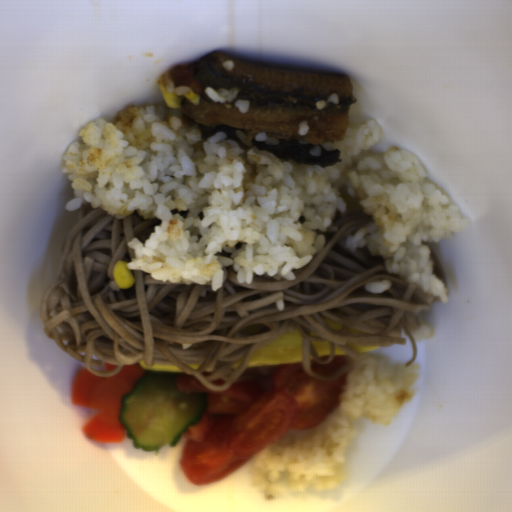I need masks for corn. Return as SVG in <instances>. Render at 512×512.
Masks as SVG:
<instances>
[{
	"label": "corn",
	"mask_w": 512,
	"mask_h": 512,
	"mask_svg": "<svg viewBox=\"0 0 512 512\" xmlns=\"http://www.w3.org/2000/svg\"><path fill=\"white\" fill-rule=\"evenodd\" d=\"M159 89L167 107L171 109L181 108L183 100H188L195 106L199 105V96L193 90H189L188 92H183L181 95H178L174 91L168 92L164 84H160Z\"/></svg>",
	"instance_id": "obj_1"
},
{
	"label": "corn",
	"mask_w": 512,
	"mask_h": 512,
	"mask_svg": "<svg viewBox=\"0 0 512 512\" xmlns=\"http://www.w3.org/2000/svg\"><path fill=\"white\" fill-rule=\"evenodd\" d=\"M112 275L116 285L120 290L131 288L134 283V278L129 272L126 261L119 260L113 264Z\"/></svg>",
	"instance_id": "obj_2"
}]
</instances>
